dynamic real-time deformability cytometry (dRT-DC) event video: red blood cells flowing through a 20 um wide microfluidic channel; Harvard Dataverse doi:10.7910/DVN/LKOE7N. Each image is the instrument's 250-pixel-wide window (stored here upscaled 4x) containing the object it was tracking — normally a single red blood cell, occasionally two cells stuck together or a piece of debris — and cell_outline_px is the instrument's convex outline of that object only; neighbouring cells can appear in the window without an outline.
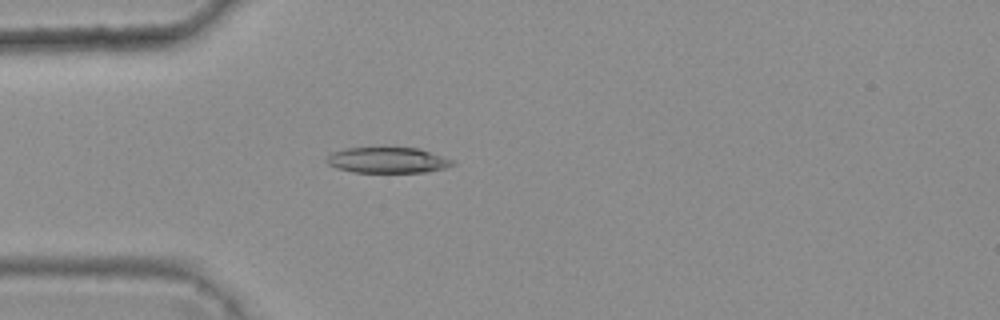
{"species": "common noctule bat (a hibernating species)", "species_latin": "Nyctalus noctula", "temperature_condition": "warm", "stored_images_in_passage": 4, "camera_frame_rate_fps": 3000, "um_per_image_px": 0.085, "animal": {"sex": "female", "body_mass_g": 25.1}, "frame": {"image": 1, "passage_image": 4, "time_ms": 1.0, "image_size_px": [1000, 320], "cell_outline_px": [[456, 164], [444, 168], [424, 172], [352, 172], [336, 168], [328, 164], [324, 160], [332, 152], [344, 148], [420, 148], [452, 160]], "centroid_in_image_um": [32.91, 13.61], "position_along_channel_um": 52.1, "area_um2": 18.79}}